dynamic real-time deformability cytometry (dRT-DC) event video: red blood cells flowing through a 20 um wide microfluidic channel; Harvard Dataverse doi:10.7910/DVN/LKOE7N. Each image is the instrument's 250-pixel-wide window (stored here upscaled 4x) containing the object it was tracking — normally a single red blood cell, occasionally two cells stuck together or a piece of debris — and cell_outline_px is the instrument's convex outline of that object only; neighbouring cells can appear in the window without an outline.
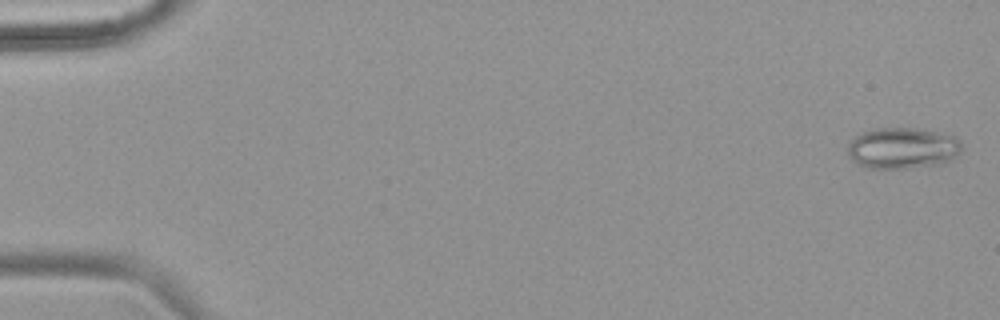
{"species": "common noctule bat (a hibernating species)", "species_latin": "Nyctalus noctula", "temperature_condition": "warm", "stored_images_in_passage": 54, "camera_frame_rate_fps": 3000, "um_per_image_px": 0.085, "animal": {"sex": "female", "body_mass_g": 18.4}, "frame": {"image": 1, "passage_image": 2, "time_ms": 0.333, "image_size_px": [1000, 320], "cell_outline_px": [[960, 152], [948, 160], [932, 164], [900, 168], [868, 168], [860, 164], [848, 152], [848, 148], [852, 140], [856, 136], [864, 132], [876, 128], [912, 128], [956, 136], [960, 140]], "centroid_in_image_um": [76.71, 12.57], "position_along_channel_um": 8.3, "area_um2": 26.36}}
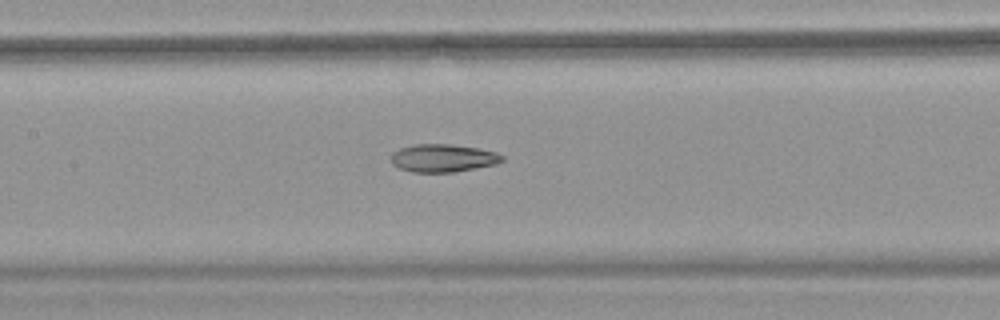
{"frame": {"image": 2, "passage_image": 27, "time_ms": 8.667, "image_size_px": [1000, 320], "cell_outline_px": [[504, 160], [496, 164], [452, 172], [412, 172], [400, 168], [392, 164], [392, 152], [400, 148], [416, 144], [448, 144], [476, 148], [496, 152], [504, 156]], "centroid_in_image_um": [37.65, 13.43], "position_along_channel_um": 169.8, "area_um2": 17.86}}
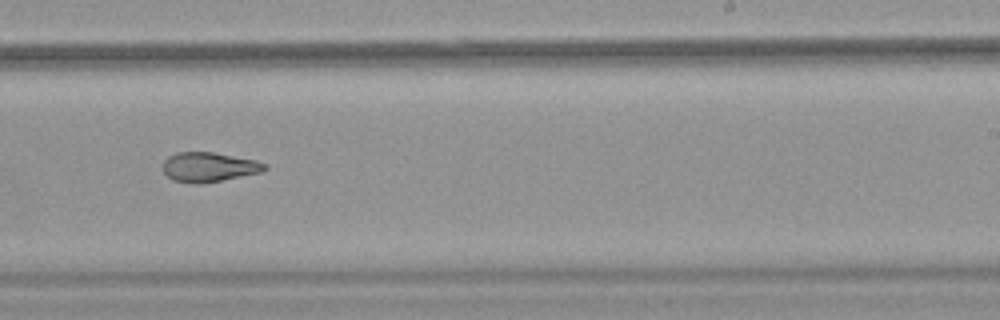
{"frame": {"image": 3, "passage_image": 35, "time_ms": 11.333, "image_size_px": [1000, 320], "cell_outline_px": [[268, 168], [260, 172], [200, 184], [192, 184], [172, 180], [164, 172], [164, 160], [168, 156], [176, 152], [212, 152], [256, 160], [268, 164]], "centroid_in_image_um": [17.74, 14.19], "position_along_channel_um": 271.3, "area_um2": 17.46}, "authors_computed_cell_mechanics": {"area_um2": 21.3282, "velocity_mm_per_s": 3.8328, "shape_relaxation_time_tau1_ms": null, "shape_relaxation_time_tau2_ms": 5.0631, "deformation_change_tau1": null, "deformation_change_tau2": 0.1326}}